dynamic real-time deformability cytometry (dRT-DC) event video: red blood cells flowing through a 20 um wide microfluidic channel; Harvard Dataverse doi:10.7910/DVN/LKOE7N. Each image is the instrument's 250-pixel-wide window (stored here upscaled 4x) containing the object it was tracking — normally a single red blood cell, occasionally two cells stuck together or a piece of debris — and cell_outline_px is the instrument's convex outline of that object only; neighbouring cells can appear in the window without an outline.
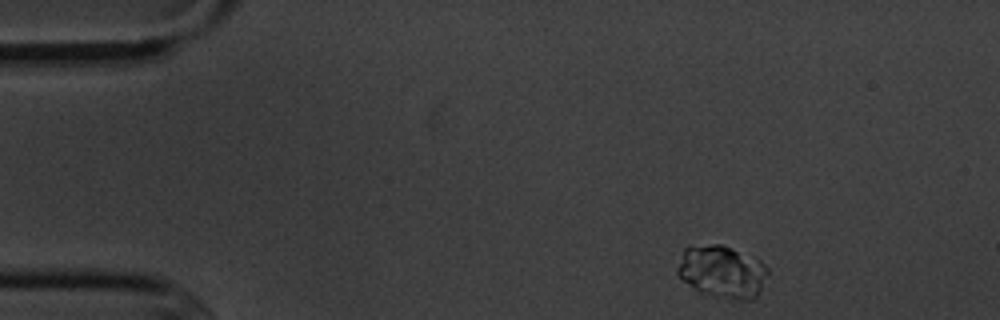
{"species": "common noctule bat (a hibernating species)", "species_latin": "Nyctalus noctula", "temperature_condition": "cold", "stored_images_in_passage": 13, "camera_frame_rate_fps": 3000, "um_per_image_px": 0.085, "animal": {"sex": "male", "body_mass_g": 20.1, "forearm_length_mm": 53.5}, "frame": {"image": 1, "passage_image": 1, "time_ms": 0.0, "image_size_px": [1000, 320], "cell_outline_px": [[768, 272], [756, 296], [752, 300], [740, 300], [716, 296], [696, 288], [684, 280], [676, 272], [676, 268], [684, 248], [712, 244], [720, 244], [732, 248], [760, 260], [768, 268]], "centroid_in_image_um": [61.39, 23.07], "position_along_channel_um": 23.6, "area_um2": 26.93}}
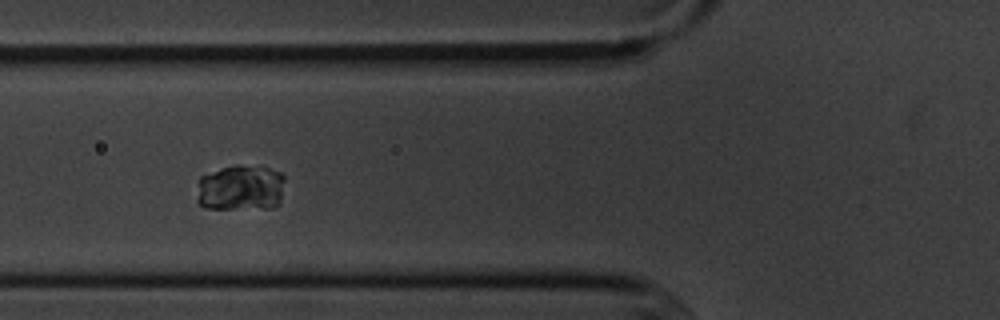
{"frame": {"image": 2, "passage_image": 4, "time_ms": 4.333, "image_size_px": [1000, 320], "cell_outline_px": [[284, 180], [280, 200], [276, 208], [204, 208], [196, 200], [200, 176], [232, 164], [240, 164], [268, 168], [280, 172], [284, 176]], "centroid_in_image_um": [20.45, 15.96], "position_along_channel_um": 105.3, "area_um2": 23.81}}
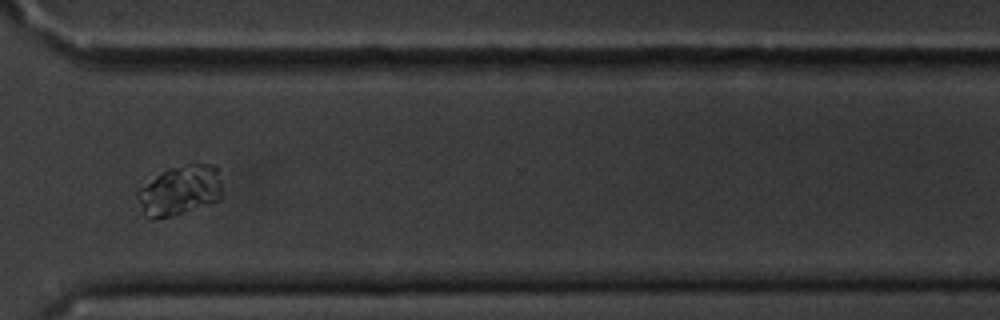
{"frame": {"image": 3, "passage_image": 10, "time_ms": 11.333, "image_size_px": [1000, 320], "cell_outline_px": [[224, 196], [220, 200], [168, 216], [152, 220], [148, 220], [144, 216], [136, 196], [136, 192], [140, 188], [156, 176], [168, 168], [188, 164], [212, 164], [216, 168], [220, 180]], "centroid_in_image_um": [15.28, 16.19], "position_along_channel_um": 355.3, "area_um2": 24.51}, "authors_computed_cell_mechanics": {"area_um2": 24.4494, "velocity_mm_per_s": 3.5751, "shape_relaxation_time_tau1_ms": 1.9068, "shape_relaxation_time_tau2_ms": null, "deformation_change_tau1": 0.0111, "deformation_change_tau2": null}}